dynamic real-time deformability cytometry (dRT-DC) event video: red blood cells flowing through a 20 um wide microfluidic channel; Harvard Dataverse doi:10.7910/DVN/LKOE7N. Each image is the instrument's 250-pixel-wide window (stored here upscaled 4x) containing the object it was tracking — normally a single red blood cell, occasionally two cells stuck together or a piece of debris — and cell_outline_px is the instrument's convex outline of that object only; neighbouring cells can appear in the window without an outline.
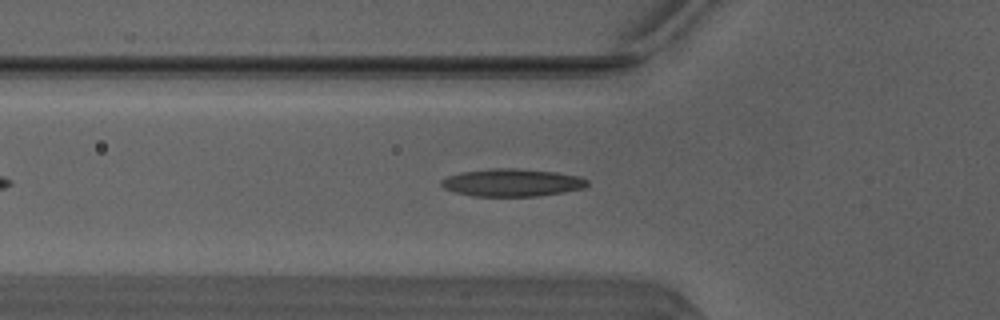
{"species": "Egyptian fruit bat (a non-hibernating species)", "species_latin": "Rousettus aegyptiacus", "temperature_condition": "warm", "stored_images_in_passage": 28, "camera_frame_rate_fps": 3000, "um_per_image_px": 0.085, "animal": {"sex": "male"}, "frame": {"image": 1, "passage_image": 7, "time_ms": 2.0, "image_size_px": [1000, 320], "cell_outline_px": [[588, 184], [584, 188], [564, 192], [536, 196], [472, 196], [456, 192], [444, 188], [440, 184], [440, 180], [448, 176], [460, 172], [492, 168], [516, 168], [556, 172], [576, 176], [588, 180]], "centroid_in_image_um": [43.5, 15.52], "position_along_channel_um": 82.3, "area_um2": 23.47}}
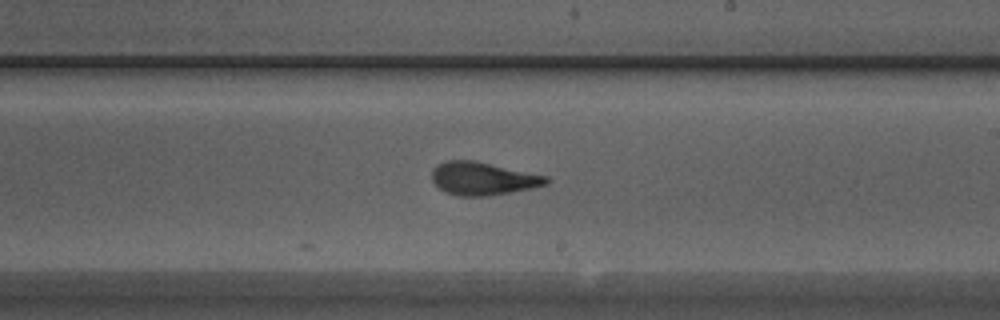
{"frame": {"image": 2, "passage_image": 19, "time_ms": 6.0, "image_size_px": [1000, 320], "cell_outline_px": [[548, 184], [532, 188], [488, 196], [460, 196], [444, 192], [432, 180], [432, 168], [436, 164], [448, 160], [476, 160], [548, 176]], "centroid_in_image_um": [41.03, 15.17], "position_along_channel_um": 248.0, "area_um2": 22.14}}
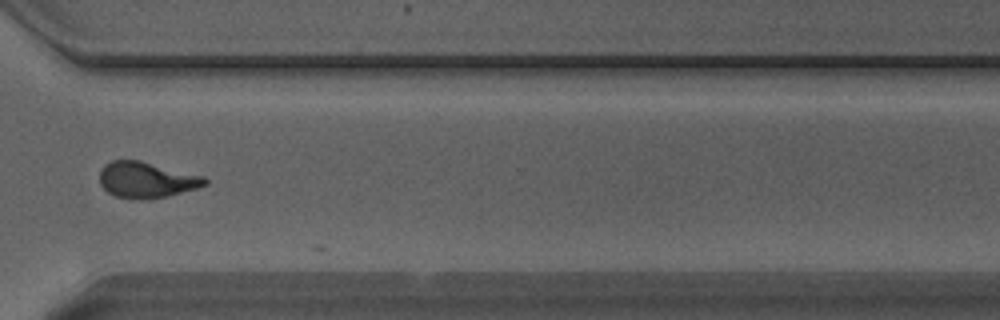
{"frame": {"image": 3, "passage_image": 27, "time_ms": 8.667, "image_size_px": [1000, 320], "cell_outline_px": [[208, 184], [196, 188], [168, 196], [140, 200], [136, 200], [116, 196], [108, 192], [100, 184], [100, 172], [104, 164], [112, 160], [140, 160], [204, 176], [208, 180]], "centroid_in_image_um": [12.45, 15.29], "position_along_channel_um": 358.2, "area_um2": 22.08}}